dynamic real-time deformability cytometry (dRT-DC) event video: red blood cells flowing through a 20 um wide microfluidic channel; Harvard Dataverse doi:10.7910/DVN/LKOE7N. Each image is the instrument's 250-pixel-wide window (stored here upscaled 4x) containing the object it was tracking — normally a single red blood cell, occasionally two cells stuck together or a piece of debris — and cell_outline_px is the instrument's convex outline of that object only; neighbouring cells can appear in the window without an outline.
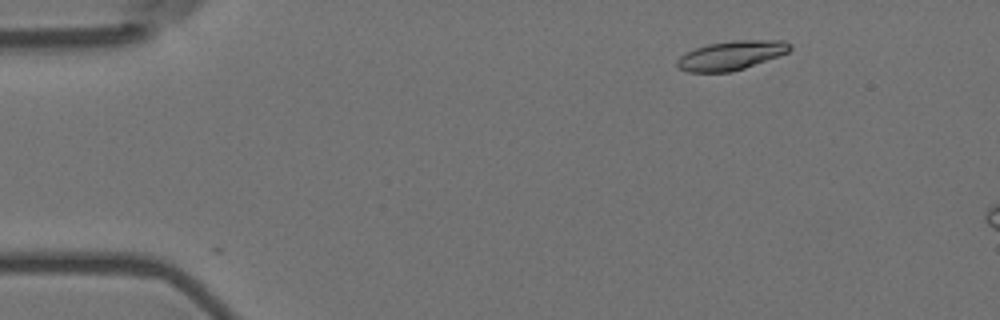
{"species": "Egyptian fruit bat (a non-hibernating species)", "species_latin": "Rousettus aegyptiacus", "temperature_condition": "room temperature", "stored_images_in_passage": 4, "camera_frame_rate_fps": 3000, "um_per_image_px": 0.085, "animal": {"sex": "female"}, "frame": {"image": 1, "passage_image": 2, "time_ms": 0.333, "image_size_px": [1000, 320], "cell_outline_px": [[792, 48], [788, 52], [744, 68], [732, 72], [688, 72], [680, 68], [676, 64], [676, 60], [680, 56], [696, 48], [708, 44], [732, 40], [784, 40], [792, 44]], "centroid_in_image_um": [62.16, 4.7], "position_along_channel_um": 22.8, "area_um2": 19.02}}